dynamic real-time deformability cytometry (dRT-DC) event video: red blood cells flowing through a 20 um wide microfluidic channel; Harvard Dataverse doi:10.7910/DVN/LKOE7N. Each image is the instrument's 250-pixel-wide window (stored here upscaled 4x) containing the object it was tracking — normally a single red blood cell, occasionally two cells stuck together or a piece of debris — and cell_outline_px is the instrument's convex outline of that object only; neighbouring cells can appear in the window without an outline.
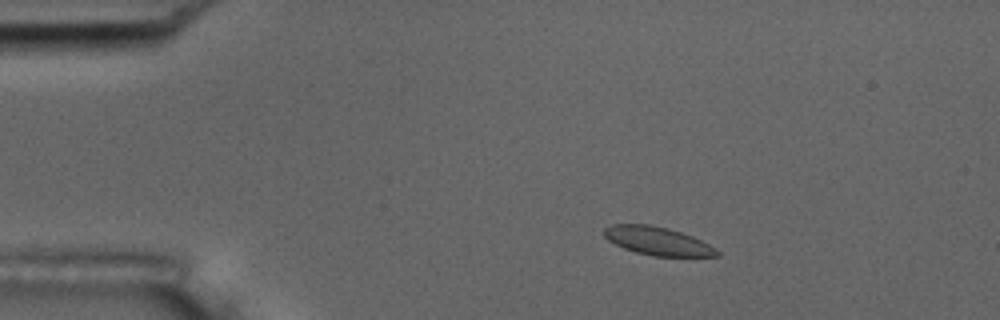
{"species": "common noctule bat (a hibernating species)", "species_latin": "Nyctalus noctula", "temperature_condition": "room temperature", "stored_images_in_passage": 55, "camera_frame_rate_fps": 3000, "um_per_image_px": 0.085, "animal": {"sex": "male", "body_mass_g": 17.5, "forearm_length_mm": 52.3}, "frame": {"image": 1, "passage_image": 8, "time_ms": 2.333, "image_size_px": [1000, 320], "cell_outline_px": [[720, 256], [652, 256], [636, 252], [624, 248], [608, 240], [604, 236], [604, 228], [612, 224], [648, 224], [668, 228], [692, 236], [716, 248], [720, 252]], "centroid_in_image_um": [55.89, 20.48], "position_along_channel_um": 29.1, "area_um2": 18.5}}
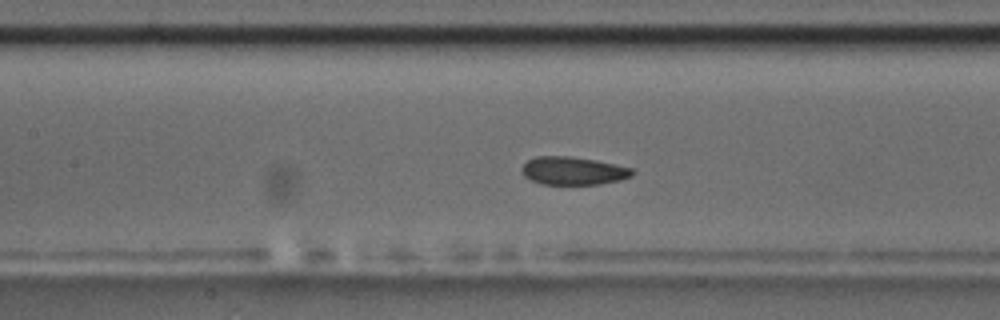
{"frame": {"image": 2, "passage_image": 24, "time_ms": 7.667, "image_size_px": [1000, 320], "cell_outline_px": [[636, 172], [632, 176], [620, 180], [600, 184], [540, 184], [524, 176], [520, 172], [520, 168], [528, 160], [536, 156], [568, 156], [596, 160], [632, 168]], "centroid_in_image_um": [48.71, 14.52], "position_along_channel_um": 158.7, "area_um2": 18.15}}
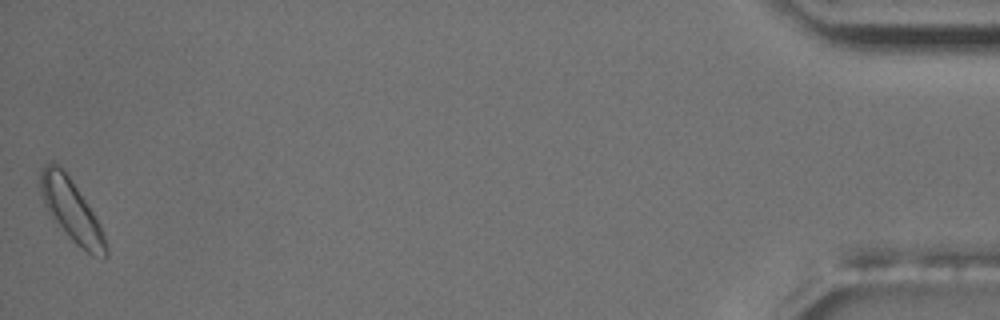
{"frame": {"image": 3, "passage_image": 55, "time_ms": 18.0, "image_size_px": [1000, 320], "cell_outline_px": [[108, 256], [92, 256], [76, 244], [68, 236], [48, 212], [44, 204], [40, 192], [40, 176], [44, 168], [52, 160], [68, 176], [100, 224], [108, 248]], "centroid_in_image_um": [6.08, 17.93], "position_along_channel_um": 429.1, "area_um2": 22.72}, "authors_computed_cell_mechanics": {"area_um2": 18.9006, "velocity_mm_per_s": 3.5163, "shape_relaxation_time_tau1_ms": null, "shape_relaxation_time_tau2_ms": 3.0768, "deformation_change_tau1": null, "deformation_change_tau2": 0.0533}}